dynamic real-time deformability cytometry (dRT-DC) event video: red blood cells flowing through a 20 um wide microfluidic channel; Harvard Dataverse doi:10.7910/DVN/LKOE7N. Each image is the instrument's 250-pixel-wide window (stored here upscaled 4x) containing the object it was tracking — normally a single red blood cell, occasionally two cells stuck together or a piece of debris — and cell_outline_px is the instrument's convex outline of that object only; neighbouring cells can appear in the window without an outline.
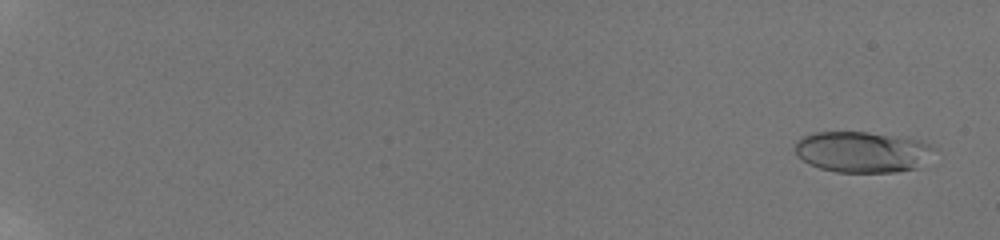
{"species": "human", "species_latin": "Homo sapiens", "temperature_condition": "room temperature", "stored_images_in_passage": 58, "camera_frame_rate_fps": 3000, "um_per_image_px": 0.085, "donor": {"sex": "male"}, "frame": {"image": 1, "passage_image": 3, "time_ms": 0.667, "image_size_px": [1000, 240], "cell_outline_px": [[932, 148], [916, 168], [896, 172], [836, 172], [820, 168], [808, 164], [796, 152], [796, 140], [804, 136], [816, 132], [868, 132], [920, 140], [928, 144]], "centroid_in_image_um": [73.21, 12.91], "position_along_channel_um": 11.8, "area_um2": 32.43}}
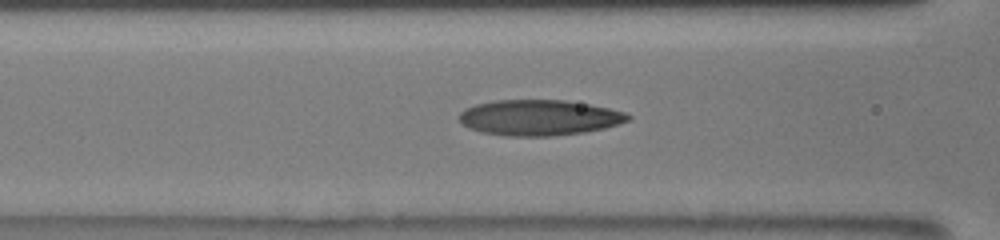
{"frame": {"image": 2, "passage_image": 29, "time_ms": 9.333, "image_size_px": [1000, 240], "cell_outline_px": [[632, 116], [628, 120], [604, 128], [584, 132], [552, 136], [504, 136], [480, 132], [468, 128], [460, 120], [460, 112], [476, 104], [496, 100], [564, 100], [588, 104], [608, 108], [624, 112]], "centroid_in_image_um": [45.81, 10.0], "position_along_channel_um": 120.8, "area_um2": 34.85}}
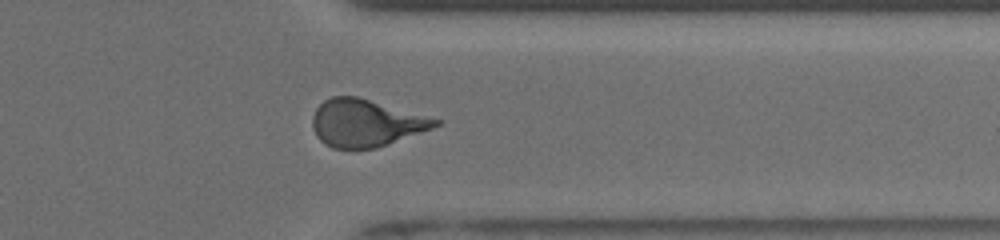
{"frame": {"image": 3, "passage_image": 49, "time_ms": 16.0, "image_size_px": [1000, 240], "cell_outline_px": [[440, 124], [432, 128], [376, 148], [332, 148], [324, 144], [316, 136], [312, 128], [312, 116], [316, 108], [324, 100], [332, 96], [356, 96], [440, 120]], "centroid_in_image_um": [31.02, 10.46], "position_along_channel_um": 380.4, "area_um2": 33.41}, "authors_computed_cell_mechanics": {"area_um2": 33.4662, "velocity_mm_per_s": 3.8989, "shape_relaxation_time_tau1_ms": 5.2635, "shape_relaxation_time_tau2_ms": 1.2658, "deformation_change_tau1": 0.2251, "deformation_change_tau2": 0.092}}